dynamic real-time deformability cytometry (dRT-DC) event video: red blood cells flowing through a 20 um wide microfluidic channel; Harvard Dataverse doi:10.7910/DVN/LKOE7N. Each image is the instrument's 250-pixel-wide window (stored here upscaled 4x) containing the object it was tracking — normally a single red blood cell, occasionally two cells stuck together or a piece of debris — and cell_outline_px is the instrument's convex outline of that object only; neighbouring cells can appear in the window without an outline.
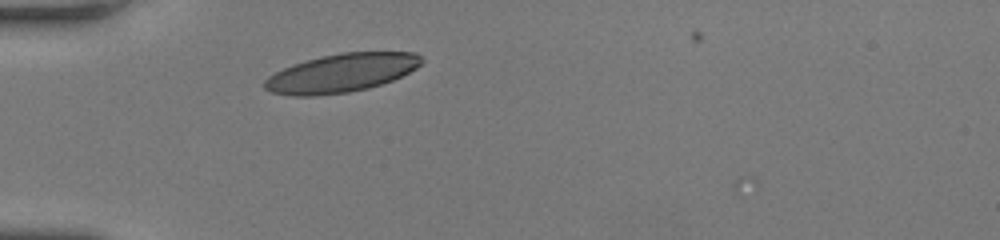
{"species": "human", "species_latin": "Homo sapiens", "temperature_condition": "room temperature", "stored_images_in_passage": 32, "camera_frame_rate_fps": 3000, "um_per_image_px": 0.085, "donor": {"sex": "female"}, "frame": {"image": 1, "passage_image": 1, "time_ms": 0.0, "image_size_px": [1000, 240], "cell_outline_px": [[424, 60], [416, 68], [392, 80], [368, 88], [348, 92], [316, 96], [288, 96], [272, 92], [264, 88], [264, 80], [268, 76], [292, 64], [340, 52], [416, 52]], "centroid_in_image_um": [29.0, 6.21], "position_along_channel_um": 56.0, "area_um2": 35.03}}
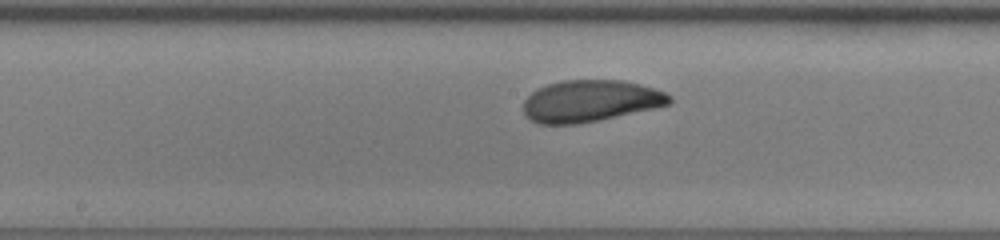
{"frame": {"image": 2, "passage_image": 14, "time_ms": 4.333, "image_size_px": [1000, 240], "cell_outline_px": [[672, 100], [668, 104], [652, 108], [600, 120], [576, 124], [540, 124], [532, 120], [524, 112], [524, 100], [532, 92], [548, 84], [560, 80], [624, 80], [640, 84], [664, 92], [672, 96]], "centroid_in_image_um": [50.17, 8.58], "position_along_channel_um": 198.0, "area_um2": 35.2}}
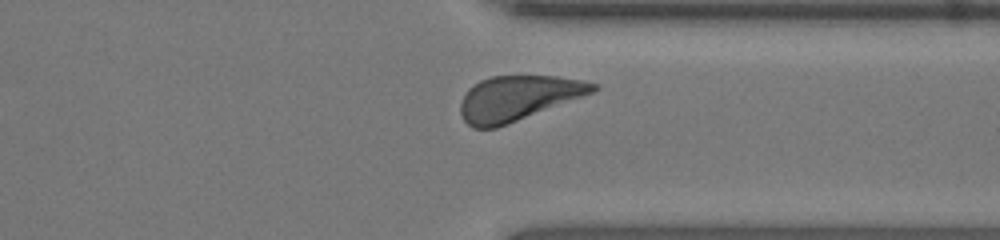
{"frame": {"image": 3, "passage_image": 28, "time_ms": 9.0, "image_size_px": [1000, 240], "cell_outline_px": [[600, 88], [584, 96], [496, 128], [472, 128], [464, 120], [460, 112], [460, 104], [468, 88], [480, 80], [492, 76], [556, 76], [584, 80], [600, 84]], "centroid_in_image_um": [44.04, 8.33], "position_along_channel_um": 367.4, "area_um2": 34.56}, "authors_computed_cell_mechanics": {"area_um2": 35.4025, "velocity_mm_per_s": 3.6117, "shape_relaxation_time_tau1_ms": 3.7782, "shape_relaxation_time_tau2_ms": 2.0225, "deformation_change_tau1": 0.1426, "deformation_change_tau2": 0.0761}}